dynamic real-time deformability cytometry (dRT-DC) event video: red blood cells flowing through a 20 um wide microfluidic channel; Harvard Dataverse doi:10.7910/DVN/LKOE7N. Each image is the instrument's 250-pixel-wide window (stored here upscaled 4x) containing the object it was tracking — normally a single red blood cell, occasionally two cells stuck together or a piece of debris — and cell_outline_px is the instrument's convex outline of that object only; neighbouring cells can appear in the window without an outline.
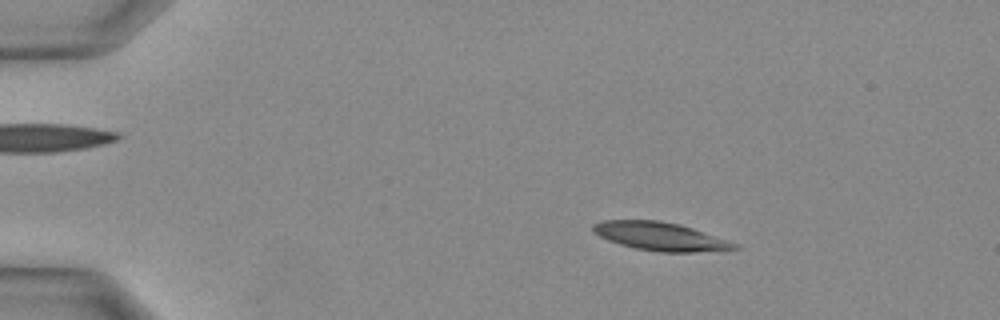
{"species": "Egyptian fruit bat (a non-hibernating species)", "species_latin": "Rousettus aegyptiacus", "temperature_condition": "warm", "stored_images_in_passage": 35, "camera_frame_rate_fps": 3000, "um_per_image_px": 0.085, "animal": {"sex": "female"}, "frame": {"image": 1, "passage_image": 7, "time_ms": 2.0, "image_size_px": [1000, 320], "cell_outline_px": [[740, 248], [692, 252], [660, 252], [636, 248], [620, 244], [608, 240], [592, 232], [592, 224], [600, 220], [660, 220], [680, 224], [740, 244]], "centroid_in_image_um": [56.09, 20.08], "position_along_channel_um": 28.9, "area_um2": 23.29}}
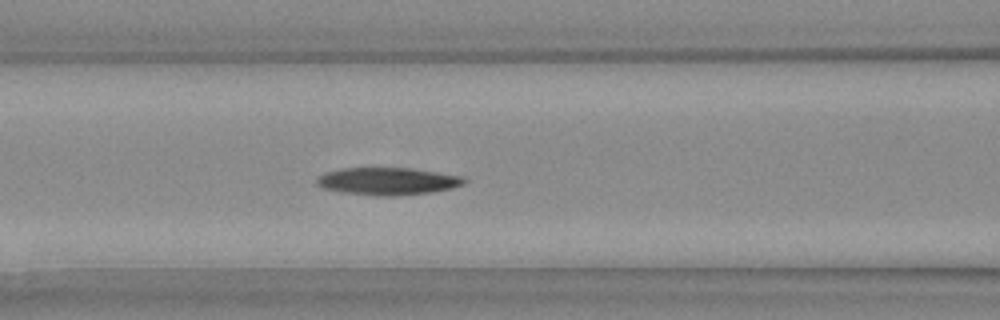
{"frame": {"image": 2, "passage_image": 16, "time_ms": 5.0, "image_size_px": [1000, 320], "cell_outline_px": [[468, 180], [464, 184], [452, 188], [432, 192], [396, 196], [384, 196], [344, 192], [324, 188], [316, 184], [316, 176], [324, 172], [340, 168], [408, 168], [464, 176]], "centroid_in_image_um": [32.95, 15.39], "position_along_channel_um": 133.6, "area_um2": 23.58}}
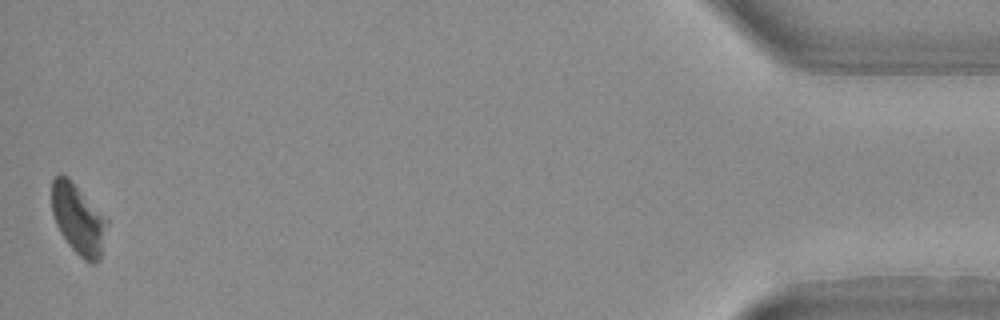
{"frame": {"image": 3, "passage_image": 35, "time_ms": 11.333, "image_size_px": [1000, 320], "cell_outline_px": [[108, 220], [100, 256], [96, 264], [92, 264], [84, 260], [68, 244], [60, 232], [56, 224], [52, 212], [52, 180], [60, 172], [68, 176]], "centroid_in_image_um": [6.63, 18.61], "position_along_channel_um": 428.6, "area_um2": 22.37}}